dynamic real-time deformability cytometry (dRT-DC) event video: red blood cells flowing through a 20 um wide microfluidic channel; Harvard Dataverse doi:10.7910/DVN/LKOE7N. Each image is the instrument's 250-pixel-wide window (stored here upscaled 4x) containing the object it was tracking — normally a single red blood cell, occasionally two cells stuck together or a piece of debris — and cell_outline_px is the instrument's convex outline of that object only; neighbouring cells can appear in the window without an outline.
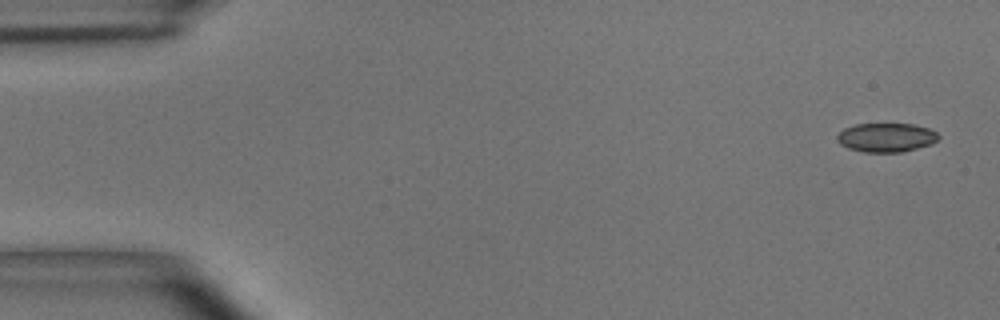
{"species": "common noctule bat (a hibernating species)", "species_latin": "Nyctalus noctula", "temperature_condition": "room temperature", "stored_images_in_passage": 5, "camera_frame_rate_fps": 3000, "um_per_image_px": 0.085, "animal": {"sex": "male", "body_mass_g": 15.6}, "frame": {"image": 1, "passage_image": 1, "time_ms": 0.0, "image_size_px": [1000, 320], "cell_outline_px": [[940, 136], [932, 144], [900, 152], [864, 152], [848, 148], [840, 144], [836, 140], [836, 136], [844, 128], [856, 124], [912, 124], [928, 128], [936, 132]], "centroid_in_image_um": [75.31, 11.68], "position_along_channel_um": 9.7, "area_um2": 17.05}}